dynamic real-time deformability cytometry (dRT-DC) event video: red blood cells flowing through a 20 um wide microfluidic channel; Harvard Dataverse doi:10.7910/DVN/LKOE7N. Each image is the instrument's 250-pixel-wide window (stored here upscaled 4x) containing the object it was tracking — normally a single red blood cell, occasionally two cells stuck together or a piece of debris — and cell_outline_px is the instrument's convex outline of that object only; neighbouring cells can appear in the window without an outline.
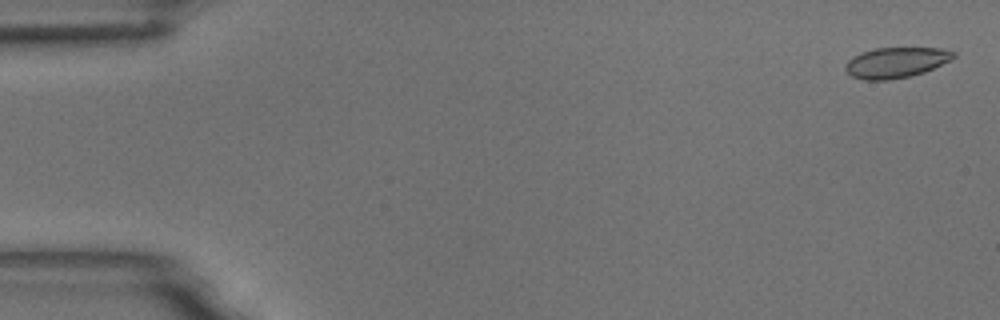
{"species": "common noctule bat (a hibernating species)", "species_latin": "Nyctalus noctula", "temperature_condition": "room temperature", "stored_images_in_passage": 56, "camera_frame_rate_fps": 3000, "um_per_image_px": 0.085, "animal": {"sex": "male", "body_mass_g": 18.8}, "frame": {"image": 1, "passage_image": 2, "time_ms": 0.333, "image_size_px": [1000, 320], "cell_outline_px": [[956, 56], [924, 72], [908, 76], [888, 80], [864, 80], [852, 76], [844, 68], [844, 64], [852, 56], [860, 52], [876, 48], [940, 48], [956, 52]], "centroid_in_image_um": [76.1, 5.31], "position_along_channel_um": 8.9, "area_um2": 19.07}}
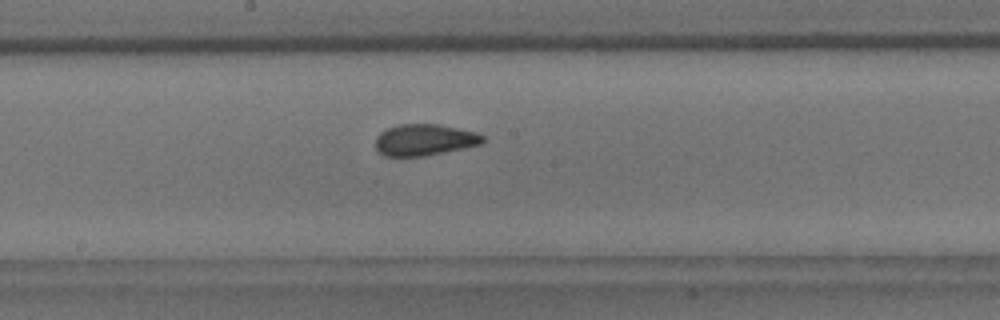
{"frame": {"image": 2, "passage_image": 30, "time_ms": 9.667, "image_size_px": [1000, 320], "cell_outline_px": [[484, 140], [480, 144], [464, 148], [424, 156], [384, 156], [376, 148], [376, 136], [380, 132], [396, 124], [440, 124], [476, 132], [484, 136]], "centroid_in_image_um": [36.07, 11.88], "position_along_channel_um": 212.1, "area_um2": 19.65}}
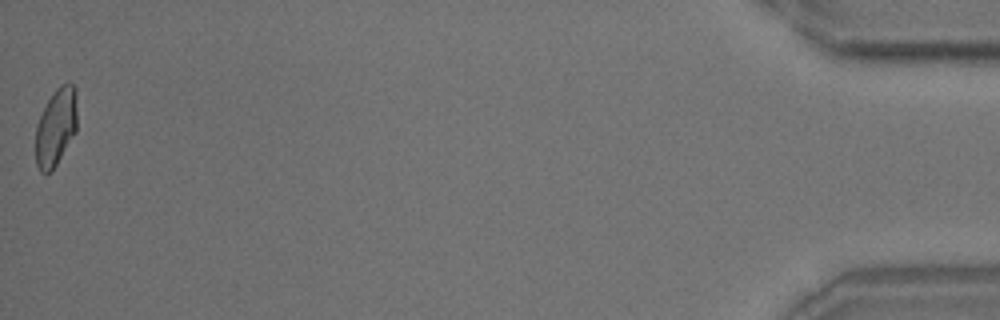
{"frame": {"image": 3, "passage_image": 56, "time_ms": 18.333, "image_size_px": [1000, 320], "cell_outline_px": [[76, 132], [52, 172], [40, 172], [36, 164], [36, 124], [48, 100], [56, 88], [60, 84], [68, 80], [76, 88]], "centroid_in_image_um": [4.76, 10.79], "position_along_channel_um": 430.4, "area_um2": 18.9}, "authors_computed_cell_mechanics": {"area_um2": 19.5075, "velocity_mm_per_s": 3.626, "shape_relaxation_time_tau1_ms": 5.7829, "shape_relaxation_time_tau2_ms": 0.9813, "deformation_change_tau1": 0.122, "deformation_change_tau2": 0.0533}}